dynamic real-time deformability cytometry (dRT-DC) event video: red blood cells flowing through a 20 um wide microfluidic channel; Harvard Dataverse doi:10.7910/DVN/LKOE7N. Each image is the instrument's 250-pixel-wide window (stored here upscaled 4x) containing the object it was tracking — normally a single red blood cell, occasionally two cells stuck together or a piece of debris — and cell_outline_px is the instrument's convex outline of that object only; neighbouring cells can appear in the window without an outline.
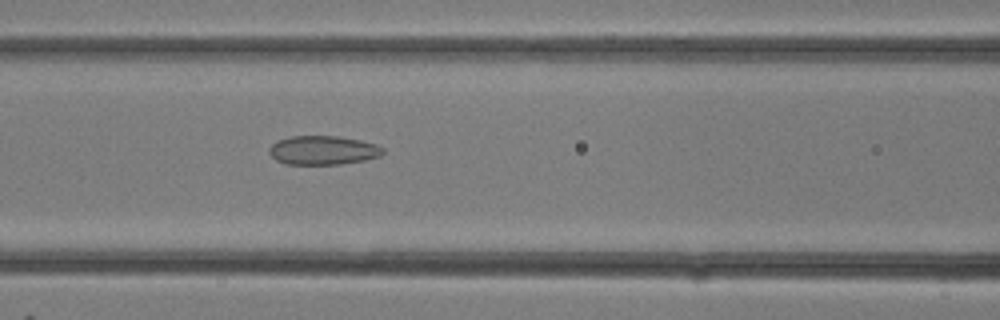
{"species": "common noctule bat (a hibernating species)", "species_latin": "Nyctalus noctula", "temperature_condition": "room temperature", "stored_images_in_passage": 32, "camera_frame_rate_fps": 3000, "um_per_image_px": 0.085, "animal": {"sex": "female"}, "frame": {"image": 1, "passage_image": 14, "time_ms": 4.333, "image_size_px": [1000, 320], "cell_outline_px": [[384, 152], [380, 156], [364, 160], [340, 164], [288, 164], [276, 160], [268, 152], [268, 148], [276, 140], [292, 136], [340, 136], [360, 140], [376, 144], [384, 148]], "centroid_in_image_um": [27.45, 12.76], "position_along_channel_um": 139.2, "area_um2": 19.25}}
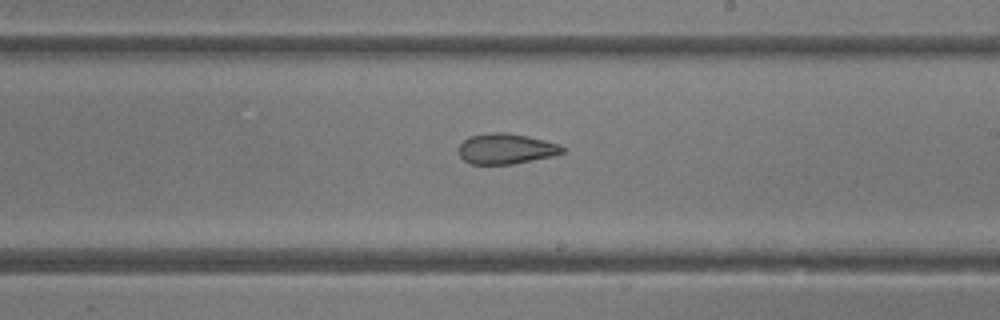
{"frame": {"image": 2, "passage_image": 19, "time_ms": 6.0, "image_size_px": [1000, 320], "cell_outline_px": [[564, 152], [552, 156], [512, 164], [472, 164], [464, 160], [460, 156], [456, 148], [468, 136], [488, 132], [508, 132], [528, 136], [560, 144], [564, 148]], "centroid_in_image_um": [42.97, 12.63], "position_along_channel_um": 246.0, "area_um2": 18.61}}
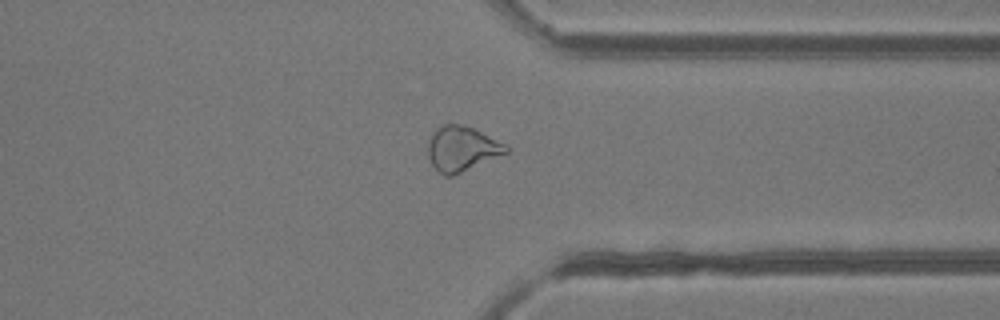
{"frame": {"image": 3, "passage_image": 25, "time_ms": 8.0, "image_size_px": [1000, 320], "cell_outline_px": [[508, 152], [452, 176], [444, 176], [432, 164], [428, 156], [428, 140], [436, 128], [444, 124], [460, 124], [472, 128], [508, 144]], "centroid_in_image_um": [39.25, 12.63], "position_along_channel_um": 372.1, "area_um2": 20.23}}